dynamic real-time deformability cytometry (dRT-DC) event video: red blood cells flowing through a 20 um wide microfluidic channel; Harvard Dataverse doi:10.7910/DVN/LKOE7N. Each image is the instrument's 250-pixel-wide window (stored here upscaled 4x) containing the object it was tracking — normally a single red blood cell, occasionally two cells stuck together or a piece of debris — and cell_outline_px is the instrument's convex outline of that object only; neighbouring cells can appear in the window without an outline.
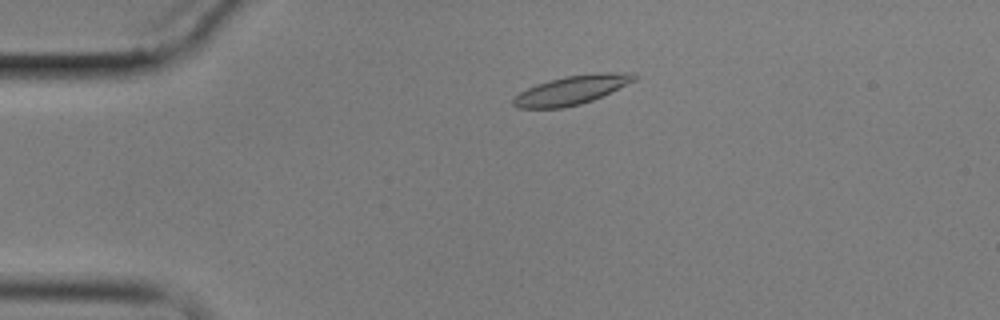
{"species": "common noctule bat (a hibernating species)", "species_latin": "Nyctalus noctula", "temperature_condition": "cold", "stored_images_in_passage": 5, "camera_frame_rate_fps": 3000, "um_per_image_px": 0.085, "animal": {"sex": "male", "body_mass_g": 17.9}, "frame": {"image": 1, "passage_image": 3, "time_ms": 3.0, "image_size_px": [1000, 320], "cell_outline_px": [[640, 76], [636, 80], [592, 100], [580, 104], [564, 108], [516, 108], [512, 104], [512, 100], [520, 92], [536, 84], [548, 80], [568, 76], [600, 72], [636, 72]], "centroid_in_image_um": [48.62, 7.64], "position_along_channel_um": 36.4, "area_um2": 20.4}}
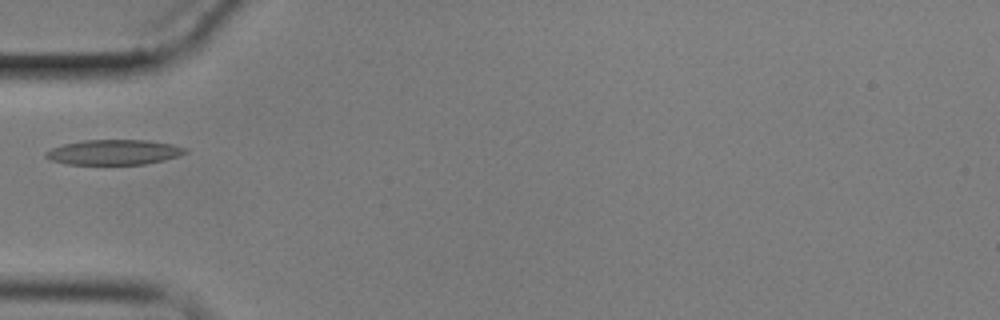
{"frame": {"image": 2, "passage_image": 5, "time_ms": 5.333, "image_size_px": [1000, 320], "cell_outline_px": [[188, 152], [164, 160], [144, 164], [68, 164], [52, 160], [44, 156], [44, 152], [52, 148], [64, 144], [84, 140], [148, 140], [172, 144], [188, 148]], "centroid_in_image_um": [9.7, 12.93], "position_along_channel_um": 75.3, "area_um2": 20.29}}